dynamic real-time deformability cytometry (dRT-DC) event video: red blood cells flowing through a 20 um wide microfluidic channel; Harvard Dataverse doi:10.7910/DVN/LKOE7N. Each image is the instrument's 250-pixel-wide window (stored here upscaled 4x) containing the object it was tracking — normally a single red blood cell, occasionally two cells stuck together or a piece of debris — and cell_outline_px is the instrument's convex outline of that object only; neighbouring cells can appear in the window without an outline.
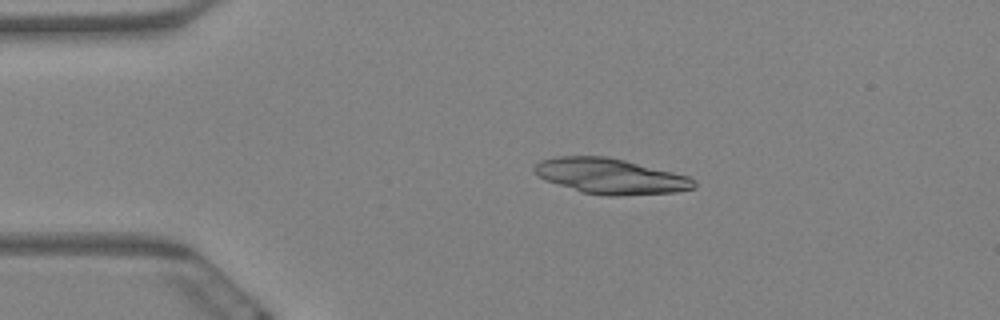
{"species": "Egyptian fruit bat (a non-hibernating species)", "species_latin": "Rousettus aegyptiacus", "temperature_condition": "warm", "stored_images_in_passage": 7, "camera_frame_rate_fps": 3000, "um_per_image_px": 0.085, "animal": {"sex": "female"}, "frame": {"image": 1, "passage_image": 4, "time_ms": 1.0, "image_size_px": [1000, 320], "cell_outline_px": [[696, 188], [676, 192], [620, 196], [604, 196], [584, 192], [544, 180], [532, 168], [540, 160], [556, 156], [608, 156], [688, 176], [696, 180]], "centroid_in_image_um": [51.9, 14.98], "position_along_channel_um": 33.1, "area_um2": 32.89}}